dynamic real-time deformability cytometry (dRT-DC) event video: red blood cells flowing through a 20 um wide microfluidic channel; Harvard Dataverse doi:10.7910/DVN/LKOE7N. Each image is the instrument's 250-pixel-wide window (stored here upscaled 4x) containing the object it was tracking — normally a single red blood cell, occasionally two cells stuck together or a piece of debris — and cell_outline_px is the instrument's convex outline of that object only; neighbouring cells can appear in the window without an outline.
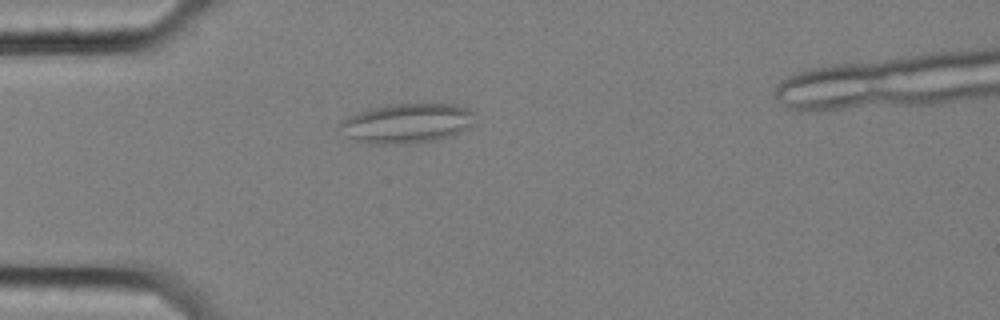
{"species": "common noctule bat (a hibernating species)", "species_latin": "Nyctalus noctula", "temperature_condition": "cold", "stored_images_in_passage": 43, "segment_of_instrument_passage": [1, 2], "camera_frame_rate_fps": 3000, "um_per_image_px": 0.085, "animal": {"sex": "female", "body_mass_g": 25.1}, "frame": {"image": 1, "passage_image": 2, "time_ms": 0.333, "image_size_px": [1000, 320], "cell_outline_px": [[472, 124], [468, 128], [452, 136], [436, 140], [408, 144], [372, 144], [356, 140], [348, 136], [336, 124], [348, 116], [360, 112], [376, 108], [396, 104], [456, 104], [468, 108], [472, 112]], "centroid_in_image_um": [34.6, 10.49], "position_along_channel_um": 50.4, "area_um2": 30.92}}